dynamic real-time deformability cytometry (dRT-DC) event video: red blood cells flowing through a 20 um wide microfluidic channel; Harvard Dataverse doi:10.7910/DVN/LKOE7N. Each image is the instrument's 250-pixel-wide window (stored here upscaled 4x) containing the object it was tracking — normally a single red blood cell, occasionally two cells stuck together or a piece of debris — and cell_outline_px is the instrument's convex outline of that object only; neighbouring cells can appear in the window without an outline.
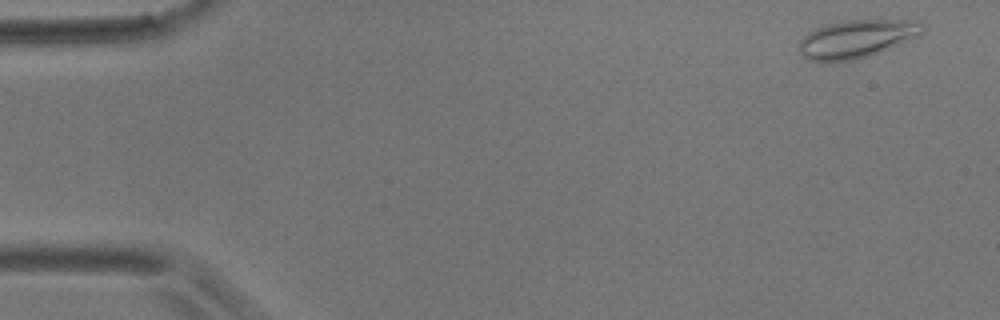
{"species": "common noctule bat (a hibernating species)", "species_latin": "Nyctalus noctula", "temperature_condition": "room temperature", "stored_images_in_passage": 43, "camera_frame_rate_fps": 3000, "um_per_image_px": 0.085, "animal": {"sex": "male", "body_mass_g": 17.9}, "frame": {"image": 1, "passage_image": 3, "time_ms": 0.667, "image_size_px": [1000, 320], "cell_outline_px": [[924, 32], [920, 36], [868, 56], [852, 60], [808, 60], [800, 52], [800, 40], [808, 32], [824, 24], [840, 20], [904, 20], [924, 24]], "centroid_in_image_um": [72.82, 3.27], "position_along_channel_um": 12.2, "area_um2": 26.99}}
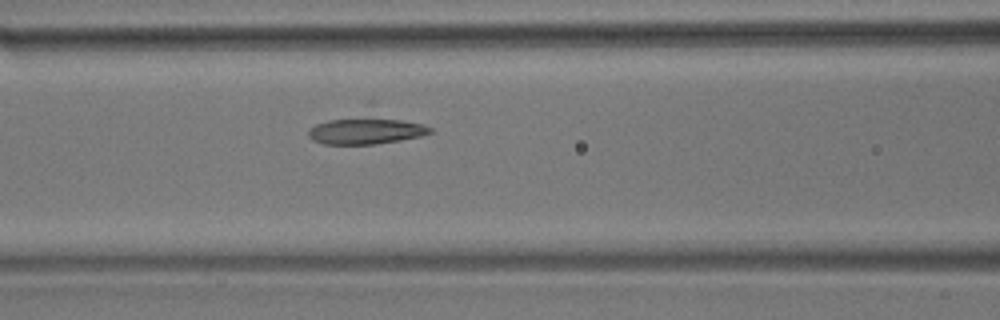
{"frame": {"image": 2, "passage_image": 23, "time_ms": 7.333, "image_size_px": [1000, 320], "cell_outline_px": [[432, 132], [420, 136], [400, 140], [376, 144], [324, 144], [312, 140], [308, 136], [308, 128], [316, 124], [328, 120], [368, 116], [372, 116], [400, 120], [424, 124], [432, 128]], "centroid_in_image_um": [31.07, 11.11], "position_along_channel_um": 135.5, "area_um2": 18.96}}
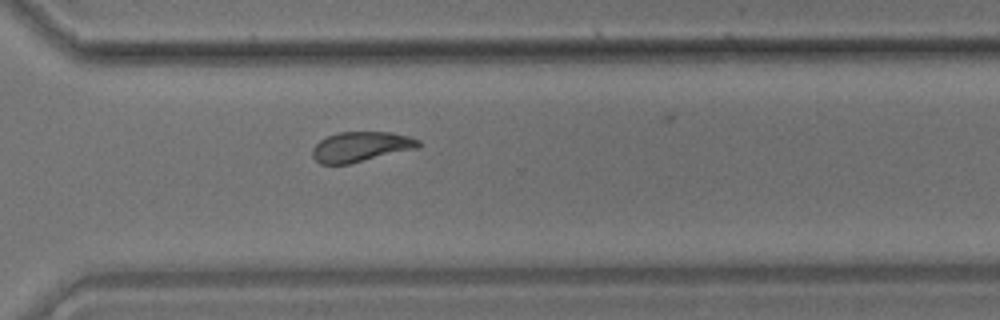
{"frame": {"image": 3, "passage_image": 40, "time_ms": 13.0, "image_size_px": [1000, 320], "cell_outline_px": [[420, 148], [348, 164], [320, 164], [312, 156], [312, 148], [320, 140], [328, 136], [340, 132], [392, 132], [408, 136], [420, 140]], "centroid_in_image_um": [30.69, 12.47], "position_along_channel_um": 339.9, "area_um2": 18.61}}